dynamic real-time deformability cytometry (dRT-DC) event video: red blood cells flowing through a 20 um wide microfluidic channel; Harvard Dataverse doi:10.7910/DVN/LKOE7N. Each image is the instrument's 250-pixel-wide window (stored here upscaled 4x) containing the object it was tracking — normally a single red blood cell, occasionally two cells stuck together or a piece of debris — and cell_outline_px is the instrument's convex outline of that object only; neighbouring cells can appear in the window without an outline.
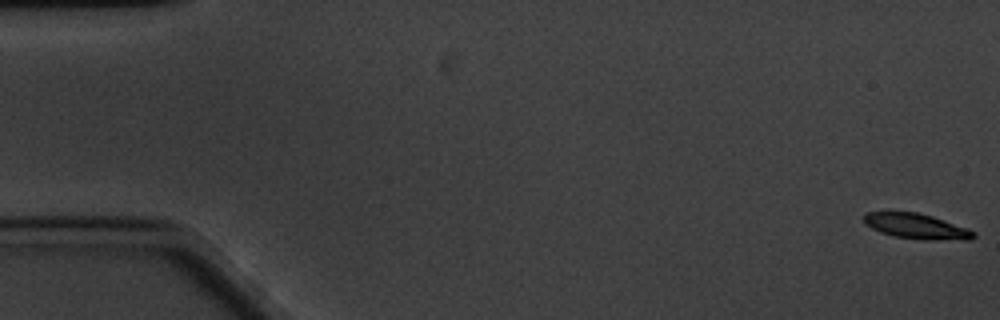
{"species": "common noctule bat (a hibernating species)", "species_latin": "Nyctalus noctula", "temperature_condition": "cold", "stored_images_in_passage": 61, "camera_frame_rate_fps": 3000, "um_per_image_px": 0.085, "animal": {"sex": "male", "body_mass_g": 20.1, "forearm_length_mm": 53.5}, "frame": {"image": 1, "passage_image": 1, "time_ms": 0.0, "image_size_px": [1000, 320], "cell_outline_px": [[976, 236], [972, 240], [932, 240], [896, 236], [880, 232], [864, 224], [864, 216], [868, 212], [916, 212], [932, 216], [968, 228], [976, 232]], "centroid_in_image_um": [77.95, 19.24], "position_along_channel_um": 7.0, "area_um2": 16.07}}
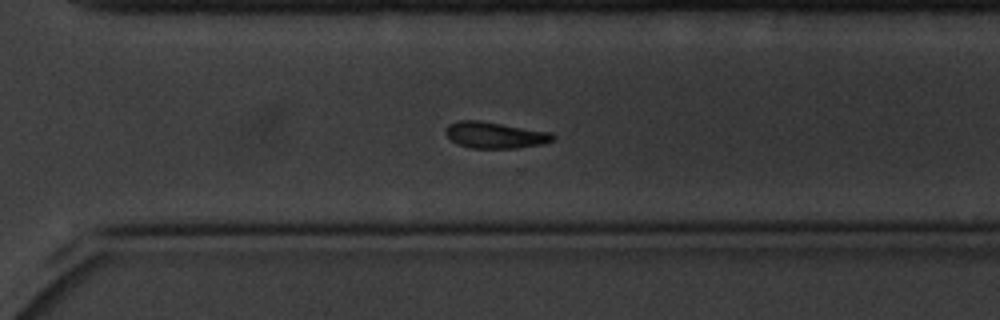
{"frame": {"image": 2, "passage_image": 43, "time_ms": 14.0, "image_size_px": [1000, 320], "cell_outline_px": [[556, 136], [552, 140], [544, 144], [516, 148], [472, 148], [456, 144], [444, 132], [448, 124], [460, 120], [476, 120], [552, 132]], "centroid_in_image_um": [42.08, 11.49], "position_along_channel_um": 328.5, "area_um2": 16.42}}
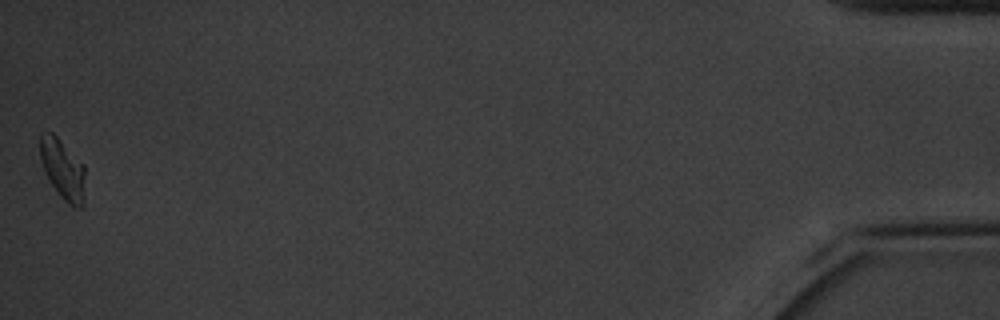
{"frame": {"image": 3, "passage_image": 61, "time_ms": 20.0, "image_size_px": [1000, 320], "cell_outline_px": [[84, 204], [80, 208], [72, 208], [56, 192], [48, 180], [44, 172], [40, 160], [40, 132], [52, 132], [84, 164]], "centroid_in_image_um": [5.32, 14.42], "position_along_channel_um": 429.9, "area_um2": 16.07}, "authors_computed_cell_mechanics": {"area_um2": 16.5886, "velocity_mm_per_s": 3.2727, "shape_relaxation_time_tau1_ms": 2.635, "shape_relaxation_time_tau2_ms": null, "deformation_change_tau1": 0.1338, "deformation_change_tau2": null}}